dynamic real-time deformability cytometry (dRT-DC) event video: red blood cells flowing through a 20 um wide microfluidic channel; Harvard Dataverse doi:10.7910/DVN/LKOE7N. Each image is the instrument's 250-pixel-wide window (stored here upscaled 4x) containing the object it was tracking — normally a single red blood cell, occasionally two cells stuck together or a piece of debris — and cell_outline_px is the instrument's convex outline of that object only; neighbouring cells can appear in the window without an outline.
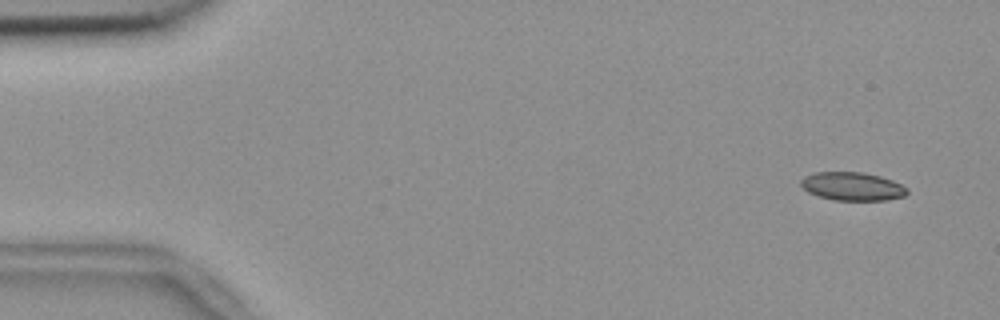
{"species": "common noctule bat (a hibernating species)", "species_latin": "Nyctalus noctula", "temperature_condition": "room temperature", "stored_images_in_passage": 56, "camera_frame_rate_fps": 3000, "um_per_image_px": 0.085, "animal": {"sex": "female", "body_mass_g": 18.4}, "frame": {"image": 1, "passage_image": 4, "time_ms": 1.0, "image_size_px": [1000, 320], "cell_outline_px": [[908, 192], [904, 196], [888, 200], [832, 200], [808, 192], [800, 184], [800, 180], [804, 176], [812, 172], [864, 172], [880, 176], [892, 180], [908, 188]], "centroid_in_image_um": [72.44, 15.83], "position_along_channel_um": 12.6, "area_um2": 17.63}}
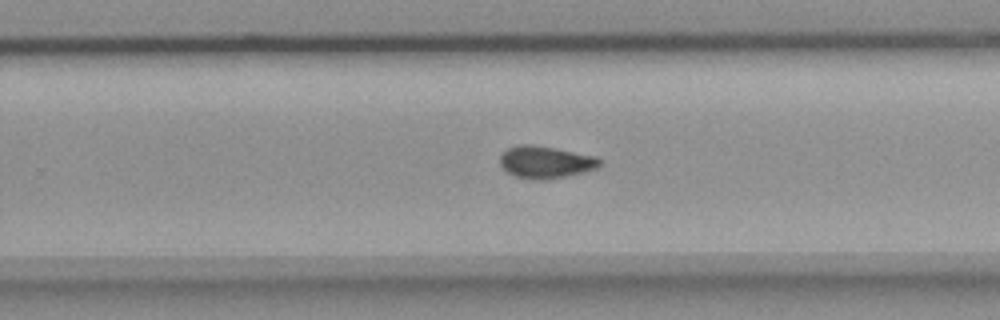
{"frame": {"image": 2, "passage_image": 36, "time_ms": 11.667, "image_size_px": [1000, 320], "cell_outline_px": [[600, 164], [596, 168], [584, 172], [564, 176], [516, 176], [508, 172], [500, 164], [500, 152], [516, 144], [532, 144], [556, 148], [596, 156], [600, 160]], "centroid_in_image_um": [46.36, 13.7], "position_along_channel_um": 283.4, "area_um2": 17.92}}
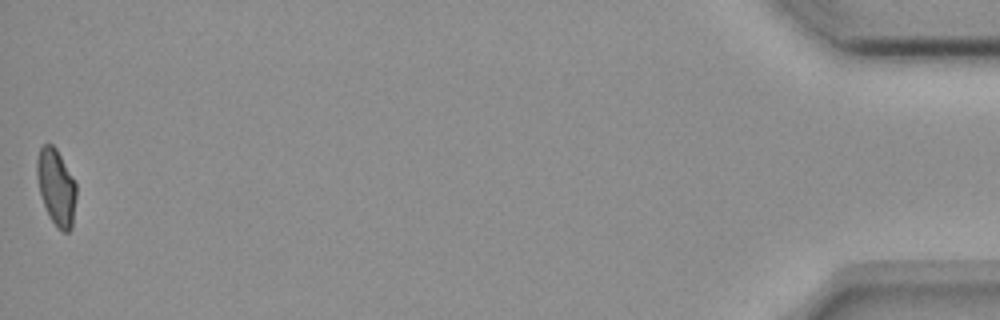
{"frame": {"image": 3, "passage_image": 56, "time_ms": 18.333, "image_size_px": [1000, 320], "cell_outline_px": [[76, 196], [72, 228], [68, 232], [60, 232], [52, 220], [44, 204], [40, 192], [36, 176], [36, 160], [40, 148], [44, 144], [52, 144], [56, 148], [76, 184]], "centroid_in_image_um": [4.78, 15.91], "position_along_channel_um": 430.4, "area_um2": 17.34}, "authors_computed_cell_mechanics": {"area_um2": 17.9758, "velocity_mm_per_s": 3.6553, "shape_relaxation_time_tau1_ms": null, "shape_relaxation_time_tau2_ms": 2.924, "deformation_change_tau1": null, "deformation_change_tau2": 0.0828}}